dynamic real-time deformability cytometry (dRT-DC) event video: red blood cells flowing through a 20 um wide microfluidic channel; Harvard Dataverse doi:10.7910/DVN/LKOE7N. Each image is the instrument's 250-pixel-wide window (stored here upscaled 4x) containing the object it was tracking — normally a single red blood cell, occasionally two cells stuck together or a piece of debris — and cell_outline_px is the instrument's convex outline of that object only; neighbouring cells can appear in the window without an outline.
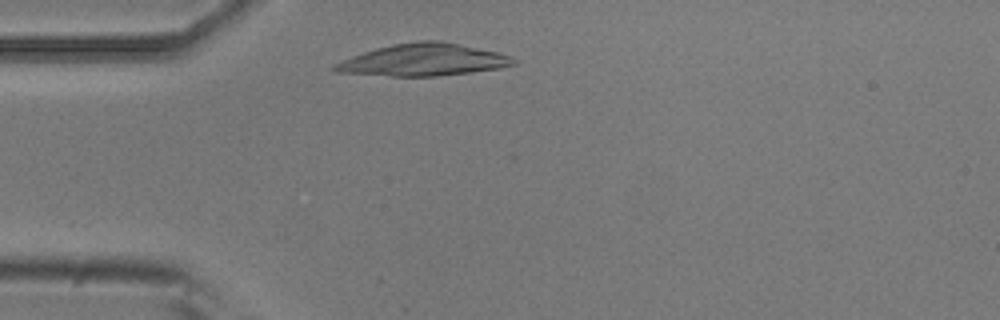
{"species": "common noctule bat (a hibernating species)", "species_latin": "Nyctalus noctula", "temperature_condition": "room temperature", "stored_images_in_passage": 6, "camera_frame_rate_fps": 3000, "um_per_image_px": 0.085, "animal": {"sex": "male", "body_mass_g": 20.5, "forearm_length_mm": 52.5}, "frame": {"image": 1, "passage_image": 4, "time_ms": 1.0, "image_size_px": [1000, 320], "cell_outline_px": [[516, 64], [500, 68], [440, 76], [392, 76], [336, 72], [332, 68], [336, 64], [352, 56], [376, 48], [392, 44], [420, 40], [440, 40], [460, 44], [496, 52], [512, 56], [516, 60]], "centroid_in_image_um": [36.02, 5.09], "position_along_channel_um": 49.0, "area_um2": 33.23}}
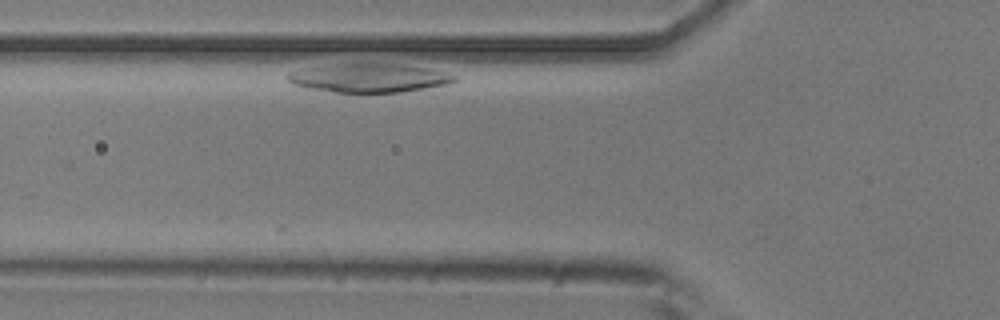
{"frame": {"image": 2, "passage_image": 6, "time_ms": 1.667, "image_size_px": [1000, 320], "cell_outline_px": [[460, 80], [448, 84], [404, 92], [332, 92], [308, 88], [296, 84], [288, 80], [288, 72], [308, 68], [336, 64], [400, 64], [428, 68], [444, 72], [456, 76]], "centroid_in_image_um": [31.45, 6.63], "position_along_channel_um": 94.4, "area_um2": 27.57}}